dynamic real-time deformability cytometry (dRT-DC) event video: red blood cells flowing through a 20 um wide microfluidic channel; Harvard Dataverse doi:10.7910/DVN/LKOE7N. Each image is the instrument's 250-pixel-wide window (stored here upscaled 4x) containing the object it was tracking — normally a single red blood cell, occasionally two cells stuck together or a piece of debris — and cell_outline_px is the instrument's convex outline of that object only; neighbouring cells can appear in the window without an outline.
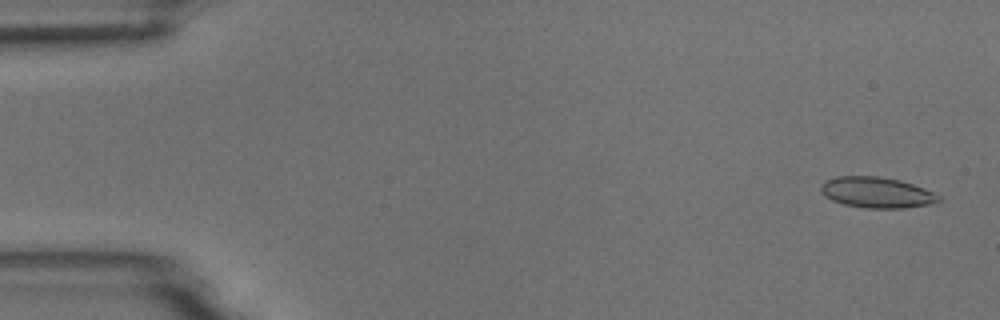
{"species": "common noctule bat (a hibernating species)", "species_latin": "Nyctalus noctula", "temperature_condition": "room temperature", "stored_images_in_passage": 54, "camera_frame_rate_fps": 3000, "um_per_image_px": 0.085, "animal": {"sex": "male", "body_mass_g": 18.8}, "frame": {"image": 1, "passage_image": 2, "time_ms": 0.333, "image_size_px": [1000, 320], "cell_outline_px": [[940, 200], [928, 204], [904, 208], [868, 208], [844, 204], [832, 200], [824, 196], [820, 188], [820, 184], [824, 180], [836, 176], [880, 176], [900, 180], [924, 188], [940, 196]], "centroid_in_image_um": [74.47, 16.34], "position_along_channel_um": 10.5, "area_um2": 21.1}}
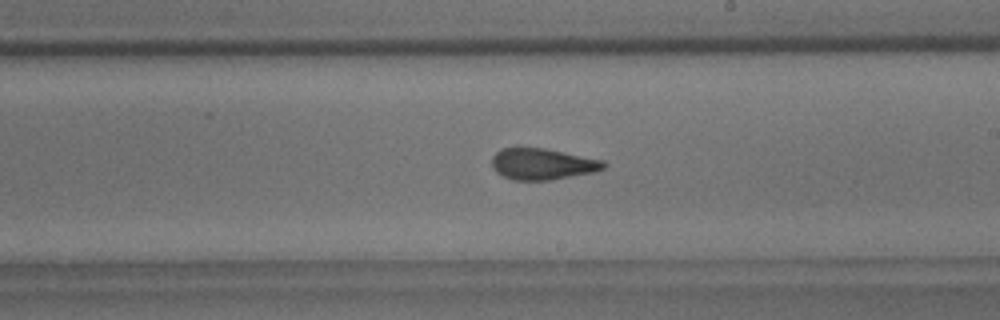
{"frame": {"image": 2, "passage_image": 31, "time_ms": 10.0, "image_size_px": [1000, 320], "cell_outline_px": [[608, 164], [604, 168], [592, 172], [552, 180], [512, 180], [496, 172], [492, 168], [492, 156], [500, 148], [516, 144], [544, 148], [604, 160]], "centroid_in_image_um": [46.04, 13.9], "position_along_channel_um": 243.0, "area_um2": 21.04}}
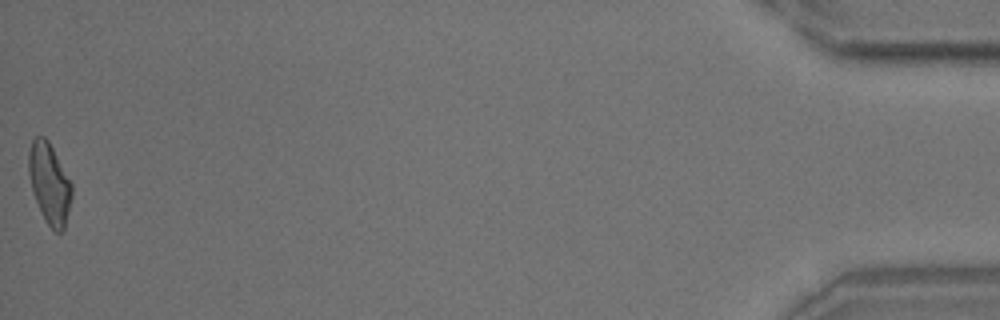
{"frame": {"image": 3, "passage_image": 54, "time_ms": 17.667, "image_size_px": [1000, 320], "cell_outline_px": [[72, 196], [64, 228], [60, 232], [56, 232], [44, 220], [32, 192], [28, 172], [28, 152], [32, 140], [36, 136], [44, 136], [48, 140], [72, 184]], "centroid_in_image_um": [4.18, 15.58], "position_along_channel_um": 431.0, "area_um2": 20.17}, "authors_computed_cell_mechanics": {"area_um2": 20.6924, "velocity_mm_per_s": 3.7247, "shape_relaxation_time_tau1_ms": 6.739, "shape_relaxation_time_tau2_ms": 1.4966, "deformation_change_tau1": 0.1736, "deformation_change_tau2": 0.0783}}